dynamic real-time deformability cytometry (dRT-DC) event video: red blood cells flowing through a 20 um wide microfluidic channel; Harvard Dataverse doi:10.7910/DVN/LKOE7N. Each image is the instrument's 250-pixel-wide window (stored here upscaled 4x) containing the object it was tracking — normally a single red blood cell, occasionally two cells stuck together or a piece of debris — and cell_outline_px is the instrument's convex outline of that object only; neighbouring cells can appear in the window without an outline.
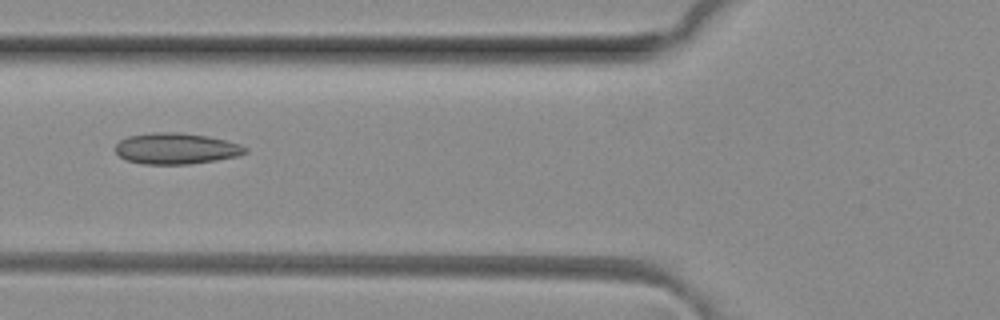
{"species": "common noctule bat (a hibernating species)", "species_latin": "Nyctalus noctula", "temperature_condition": "room temperature", "stored_images_in_passage": 6, "camera_frame_rate_fps": 3000, "um_per_image_px": 0.085, "animal": {"sex": "female", "body_mass_g": 29.2, "forearm_length_mm": 56.3}, "frame": {"image": 1, "passage_image": 6, "time_ms": 1.667, "image_size_px": [1000, 320], "cell_outline_px": [[248, 152], [236, 156], [216, 160], [188, 164], [144, 164], [128, 160], [120, 156], [116, 152], [116, 144], [120, 140], [128, 136], [152, 132], [180, 132], [208, 136], [240, 144], [248, 148]], "centroid_in_image_um": [14.98, 12.62], "position_along_channel_um": 110.8, "area_um2": 23.47}}